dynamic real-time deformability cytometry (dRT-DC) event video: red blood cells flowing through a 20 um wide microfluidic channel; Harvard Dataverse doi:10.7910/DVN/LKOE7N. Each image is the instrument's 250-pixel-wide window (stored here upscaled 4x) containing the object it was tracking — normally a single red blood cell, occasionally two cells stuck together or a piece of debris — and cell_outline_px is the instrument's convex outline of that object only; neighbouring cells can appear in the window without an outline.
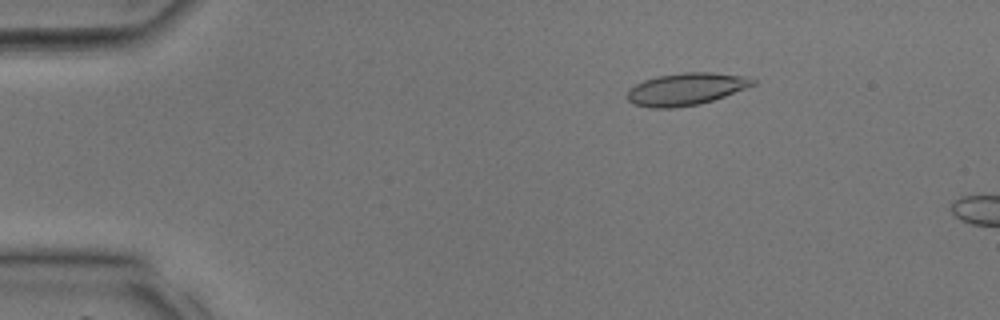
{"species": "common noctule bat (a hibernating species)", "species_latin": "Nyctalus noctula", "temperature_condition": "room temperature", "stored_images_in_passage": 5, "camera_frame_rate_fps": 3000, "um_per_image_px": 0.085, "animal": {"sex": "male", "body_mass_g": 17.9, "forearm_length_mm": 54.2}, "frame": {"image": 1, "passage_image": 2, "time_ms": 0.333, "image_size_px": [1000, 320], "cell_outline_px": [[756, 84], [724, 96], [700, 104], [672, 108], [652, 108], [632, 104], [624, 96], [628, 88], [644, 80], [656, 76], [684, 72], [708, 72], [744, 76], [756, 80]], "centroid_in_image_um": [58.24, 7.57], "position_along_channel_um": 26.8, "area_um2": 23.7}}